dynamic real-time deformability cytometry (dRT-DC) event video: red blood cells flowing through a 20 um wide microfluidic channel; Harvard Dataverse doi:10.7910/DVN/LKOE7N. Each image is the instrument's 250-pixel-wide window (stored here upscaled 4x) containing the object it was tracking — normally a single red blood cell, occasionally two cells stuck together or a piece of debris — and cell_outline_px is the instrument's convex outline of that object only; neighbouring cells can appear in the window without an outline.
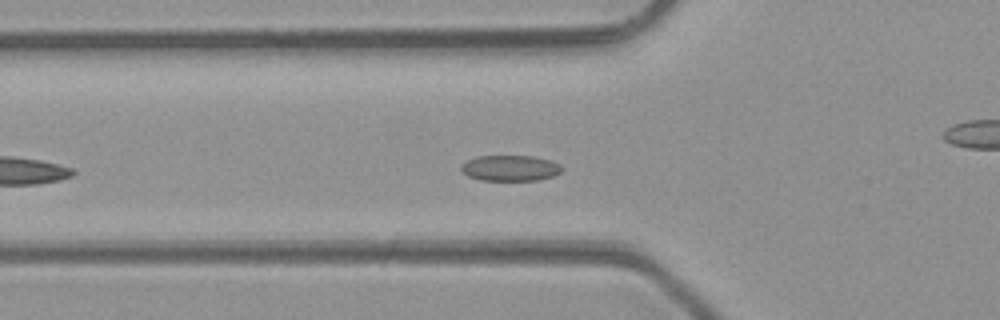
{"species": "common noctule bat (a hibernating species)", "species_latin": "Nyctalus noctula", "temperature_condition": "room temperature", "stored_images_in_passage": 20, "camera_frame_rate_fps": 3000, "um_per_image_px": 0.085, "animal": {"sex": "male", "body_mass_g": 23.1, "forearm_length_mm": 52.7}, "frame": {"image": 1, "passage_image": 8, "time_ms": 2.333, "image_size_px": [1000, 320], "cell_outline_px": [[564, 168], [560, 172], [552, 176], [536, 180], [480, 180], [468, 176], [460, 168], [468, 160], [476, 156], [532, 156], [552, 160], [560, 164]], "centroid_in_image_um": [43.4, 14.28], "position_along_channel_um": 82.4, "area_um2": 15.03}}
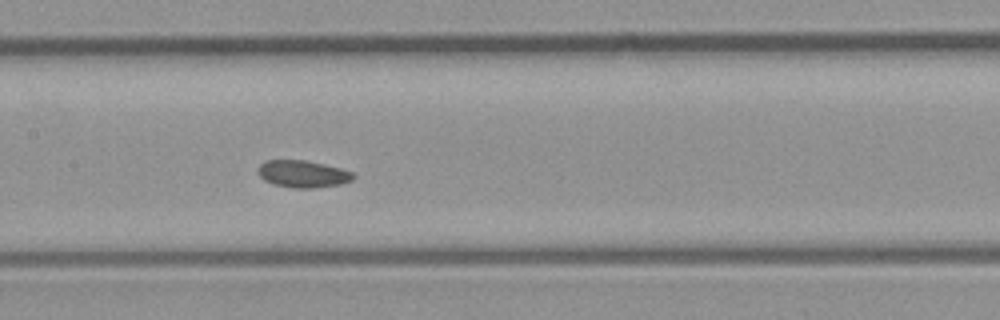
{"frame": {"image": 2, "passage_image": 15, "time_ms": 4.667, "image_size_px": [1000, 320], "cell_outline_px": [[356, 176], [352, 180], [340, 184], [312, 188], [292, 188], [272, 184], [264, 180], [256, 172], [260, 164], [264, 160], [304, 160], [324, 164], [340, 168], [352, 172]], "centroid_in_image_um": [25.71, 14.78], "position_along_channel_um": 181.7, "area_um2": 15.14}}
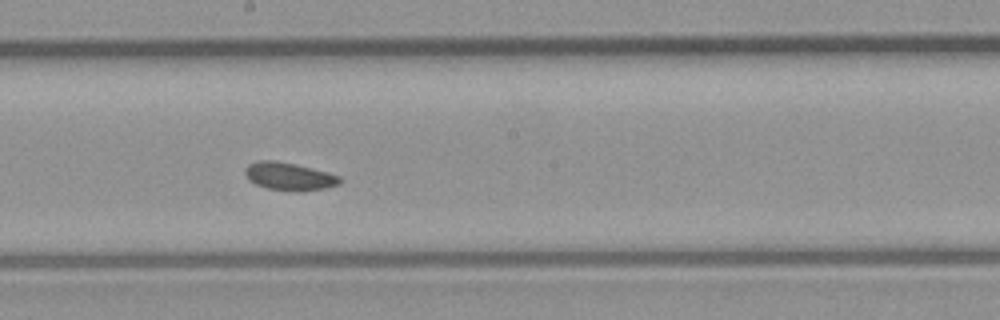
{"frame": {"image": 3, "passage_image": 18, "time_ms": 5.667, "image_size_px": [1000, 320], "cell_outline_px": [[340, 184], [324, 188], [300, 192], [296, 192], [268, 188], [256, 184], [248, 180], [244, 172], [244, 168], [248, 164], [260, 160], [276, 160], [296, 164], [328, 172], [340, 176]], "centroid_in_image_um": [24.56, 14.99], "position_along_channel_um": 223.6, "area_um2": 15.49}}